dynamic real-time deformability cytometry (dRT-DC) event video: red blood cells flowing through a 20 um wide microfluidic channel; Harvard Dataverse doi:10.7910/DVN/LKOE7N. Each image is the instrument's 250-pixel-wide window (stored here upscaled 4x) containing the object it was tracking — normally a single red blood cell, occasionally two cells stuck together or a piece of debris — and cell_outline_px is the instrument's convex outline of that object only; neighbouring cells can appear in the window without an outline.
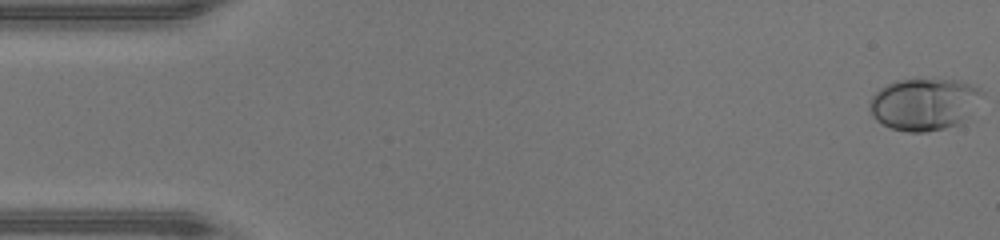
{"species": "human", "species_latin": "Homo sapiens", "temperature_condition": "warm", "stored_images_in_passage": 48, "camera_frame_rate_fps": 3000, "um_per_image_px": 0.085, "donor": {"sex": "male"}, "frame": {"image": 1, "passage_image": 1, "time_ms": 0.0, "image_size_px": [1000, 240], "cell_outline_px": [[984, 92], [960, 124], [944, 128], [924, 132], [908, 132], [892, 128], [876, 120], [872, 116], [868, 108], [868, 104], [872, 96], [880, 88], [896, 80], [956, 80], [980, 88]], "centroid_in_image_um": [78.49, 8.86], "position_along_channel_um": 6.5, "area_um2": 33.58}}
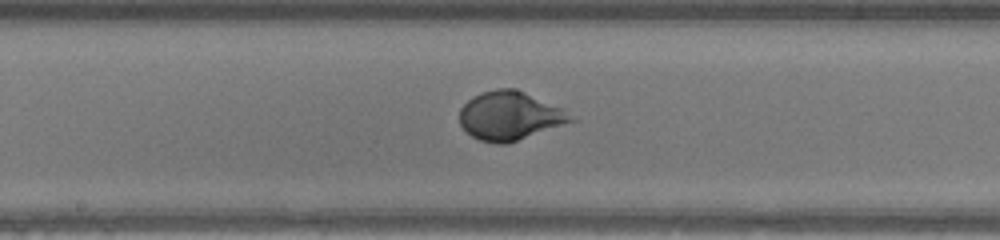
{"frame": {"image": 2, "passage_image": 25, "time_ms": 8.0, "image_size_px": [1000, 240], "cell_outline_px": [[576, 120], [508, 144], [496, 144], [480, 140], [472, 136], [460, 124], [460, 108], [472, 96], [496, 88], [516, 88], [560, 108]], "centroid_in_image_um": [43.29, 9.85], "position_along_channel_um": 204.9, "area_um2": 31.15}}
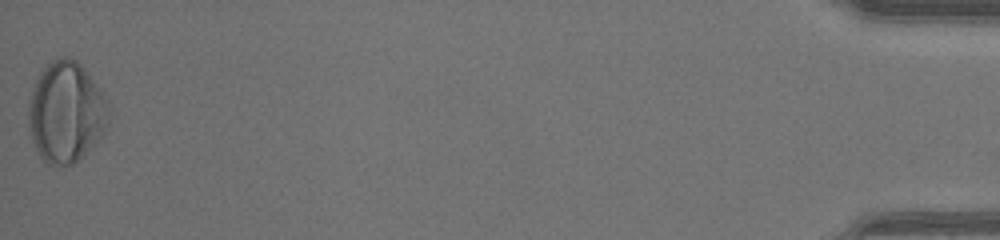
{"frame": {"image": 3, "passage_image": 48, "time_ms": 15.667, "image_size_px": [1000, 240], "cell_outline_px": [[108, 124], [104, 132], [72, 164], [48, 164], [40, 156], [32, 140], [28, 124], [28, 100], [32, 88], [40, 72], [52, 60], [64, 56], [68, 56], [76, 60], [84, 68], [104, 96], [108, 104]], "centroid_in_image_um": [5.57, 9.5], "position_along_channel_um": 429.6, "area_um2": 46.47}, "authors_computed_cell_mechanics": {"area_um2": 32.4258, "velocity_mm_per_s": 4.3428, "shape_relaxation_time_tau1_ms": 2.1239, "shape_relaxation_time_tau2_ms": null, "deformation_change_tau1": 0.1701, "deformation_change_tau2": null}}